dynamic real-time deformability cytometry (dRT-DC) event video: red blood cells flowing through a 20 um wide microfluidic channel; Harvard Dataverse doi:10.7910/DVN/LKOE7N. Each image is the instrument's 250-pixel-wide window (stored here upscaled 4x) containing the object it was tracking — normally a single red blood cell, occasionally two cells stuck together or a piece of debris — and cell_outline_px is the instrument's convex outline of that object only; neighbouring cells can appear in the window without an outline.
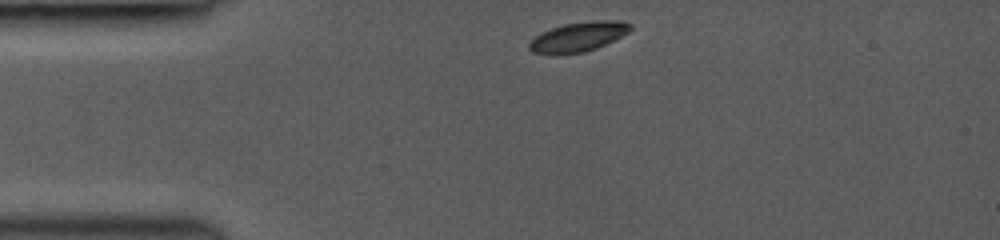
{"species": "common noctule bat (a hibernating species)", "species_latin": "Nyctalus noctula", "temperature_condition": "room temperature", "stored_images_in_passage": 43, "camera_frame_rate_fps": 3000, "um_per_image_px": 0.085, "animal": {"sex": "female", "body_mass_g": 19.0, "forearm_length_mm": 53.3}, "frame": {"image": 1, "passage_image": 1, "time_ms": 0.0, "image_size_px": [1000, 240], "cell_outline_px": [[632, 28], [628, 32], [596, 48], [584, 52], [556, 56], [548, 56], [532, 52], [528, 48], [528, 44], [540, 32], [564, 24], [596, 20], [620, 20], [632, 24]], "centroid_in_image_um": [49.1, 3.15], "position_along_channel_um": 35.9, "area_um2": 17.69}}
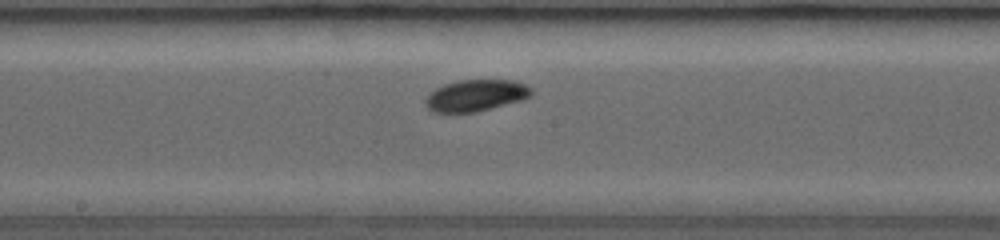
{"frame": {"image": 2, "passage_image": 25, "time_ms": 5.0, "image_size_px": [1000, 240], "cell_outline_px": [[532, 96], [524, 100], [476, 112], [432, 112], [424, 104], [424, 100], [428, 92], [444, 84], [456, 80], [512, 80], [524, 84], [532, 88]], "centroid_in_image_um": [40.43, 8.11], "position_along_channel_um": 207.8, "area_um2": 19.77}}
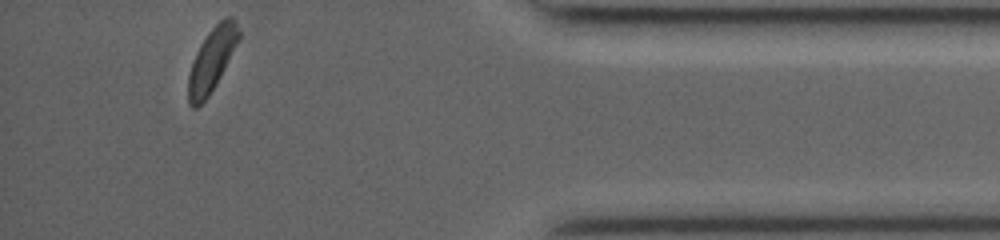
{"frame": {"image": 3, "passage_image": 43, "time_ms": 10.667, "image_size_px": [1000, 240], "cell_outline_px": [[240, 40], [216, 84], [208, 96], [196, 108], [192, 108], [188, 104], [188, 76], [196, 52], [200, 44], [208, 32], [224, 16], [232, 16], [236, 20], [240, 32]], "centroid_in_image_um": [18.03, 5.05], "position_along_channel_um": 417.2, "area_um2": 18.73}, "authors_computed_cell_mechanics": {"area_um2": 19.652, "velocity_mm_per_s": 4.1718, "shape_relaxation_time_tau1_ms": 1.8512, "shape_relaxation_time_tau2_ms": null, "deformation_change_tau1": 0.0795, "deformation_change_tau2": null}}